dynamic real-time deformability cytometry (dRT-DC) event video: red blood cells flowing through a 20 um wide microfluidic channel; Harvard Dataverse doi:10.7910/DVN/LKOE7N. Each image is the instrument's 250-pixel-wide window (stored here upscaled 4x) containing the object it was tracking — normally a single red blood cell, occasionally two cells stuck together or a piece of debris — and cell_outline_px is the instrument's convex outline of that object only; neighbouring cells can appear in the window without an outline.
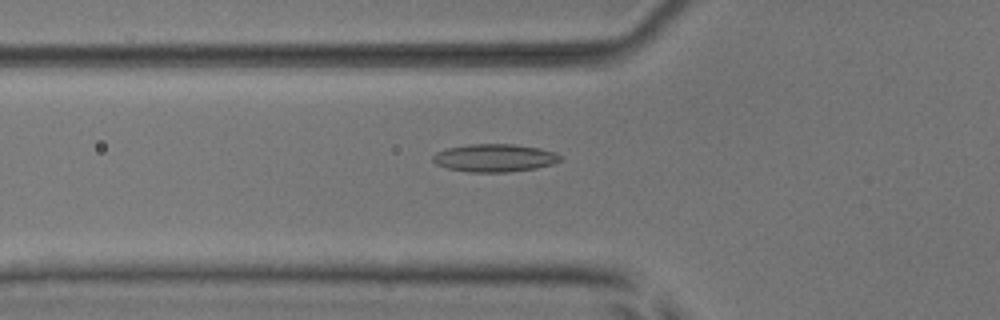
{"species": "common noctule bat (a hibernating species)", "species_latin": "Nyctalus noctula", "temperature_condition": "room temperature", "stored_images_in_passage": 43, "camera_frame_rate_fps": 3000, "um_per_image_px": 0.085, "animal": {"sex": "male", "body_mass_g": 17.9, "forearm_length_mm": 54.2}, "frame": {"image": 1, "passage_image": 8, "time_ms": 2.333, "image_size_px": [1000, 320], "cell_outline_px": [[560, 160], [552, 164], [536, 168], [508, 172], [468, 172], [448, 168], [436, 164], [432, 160], [432, 156], [436, 152], [448, 148], [468, 144], [512, 144], [540, 148], [556, 152], [560, 156]], "centroid_in_image_um": [42.02, 13.42], "position_along_channel_um": 83.8, "area_um2": 20.63}}
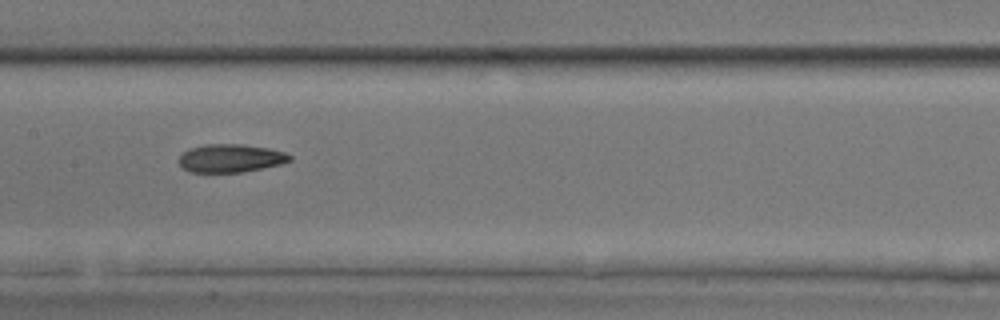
{"frame": {"image": 2, "passage_image": 16, "time_ms": 5.0, "image_size_px": [1000, 320], "cell_outline_px": [[292, 160], [280, 164], [240, 172], [188, 172], [176, 160], [188, 148], [204, 144], [240, 144], [268, 148], [284, 152], [292, 156]], "centroid_in_image_um": [19.56, 13.44], "position_along_channel_um": 187.8, "area_um2": 18.15}}
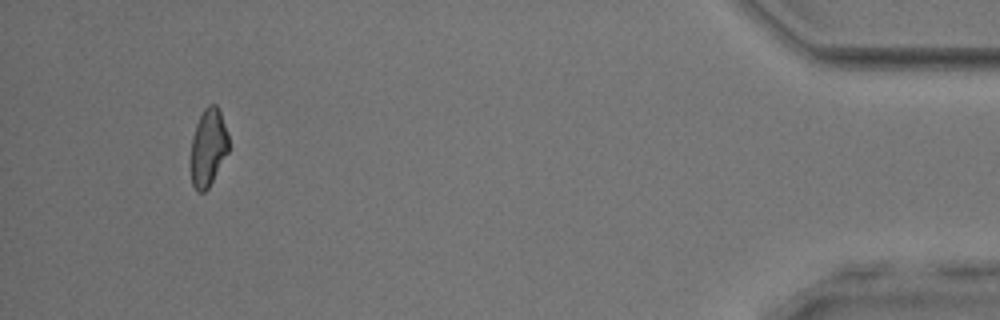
{"frame": {"image": 3, "passage_image": 39, "time_ms": 12.667, "image_size_px": [1000, 320], "cell_outline_px": [[228, 152], [208, 188], [204, 192], [196, 192], [192, 184], [192, 136], [196, 124], [204, 108], [208, 104], [216, 104], [220, 112], [228, 136]], "centroid_in_image_um": [17.7, 12.53], "position_along_channel_um": 417.5, "area_um2": 16.76}}